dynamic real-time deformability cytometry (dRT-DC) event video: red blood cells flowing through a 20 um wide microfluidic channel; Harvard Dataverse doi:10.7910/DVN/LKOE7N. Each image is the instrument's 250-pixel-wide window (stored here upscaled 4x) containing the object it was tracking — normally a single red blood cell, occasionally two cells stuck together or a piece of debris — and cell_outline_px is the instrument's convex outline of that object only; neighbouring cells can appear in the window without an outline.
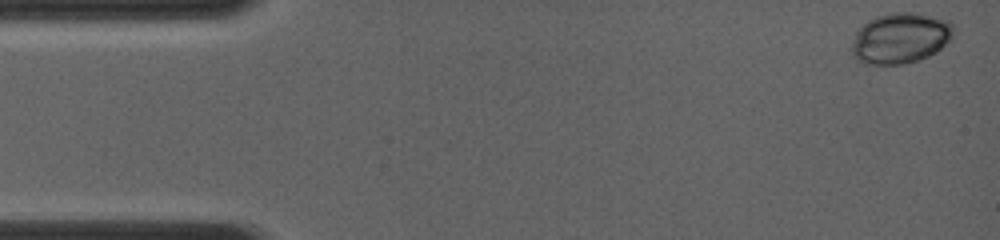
{"species": "common noctule bat (a hibernating species)", "species_latin": "Nyctalus noctula", "temperature_condition": "room temperature", "stored_images_in_passage": 22, "camera_frame_rate_fps": 4000, "um_per_image_px": 0.085, "animal": {"sex": "female", "body_mass_g": 19.0, "forearm_length_mm": 56.7}, "frame": {"image": 1, "passage_image": 1, "time_ms": 0.0, "image_size_px": [1000, 240], "cell_outline_px": [[952, 40], [936, 52], [928, 56], [904, 64], [864, 64], [856, 60], [852, 56], [852, 44], [856, 32], [868, 20], [876, 16], [888, 12], [916, 12], [952, 20]], "centroid_in_image_um": [76.54, 3.23], "position_along_channel_um": 8.5, "area_um2": 30.4}}
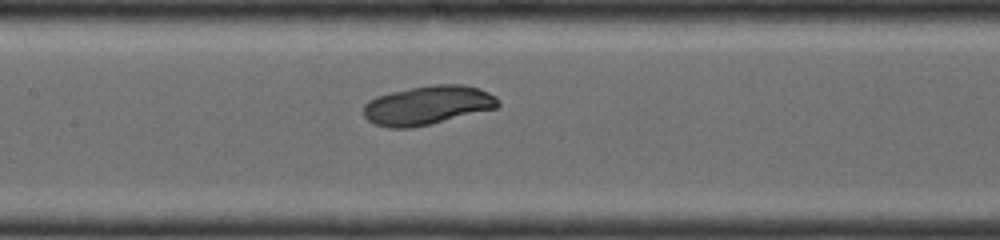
{"frame": {"image": 2, "passage_image": 14, "time_ms": 6.5, "image_size_px": [1000, 240], "cell_outline_px": [[500, 104], [496, 108], [412, 128], [388, 128], [376, 124], [368, 120], [364, 116], [364, 104], [368, 100], [376, 96], [392, 92], [432, 84], [464, 84], [480, 88], [496, 96]], "centroid_in_image_um": [36.34, 8.94], "position_along_channel_um": 171.1, "area_um2": 30.46}}
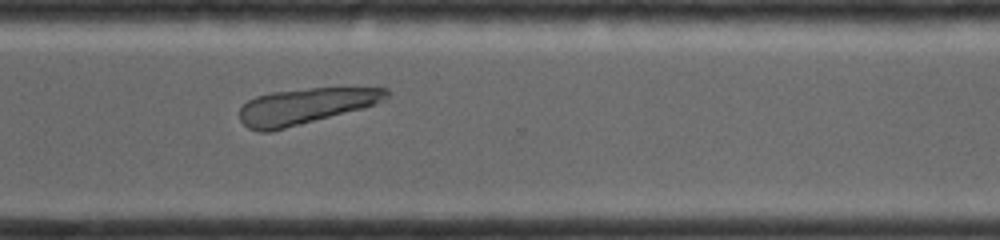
{"frame": {"image": 3, "passage_image": 22, "time_ms": 10.5, "image_size_px": [1000, 240], "cell_outline_px": [[388, 96], [376, 104], [364, 108], [272, 132], [260, 132], [248, 128], [240, 120], [240, 108], [248, 100], [256, 96], [272, 92], [312, 88], [388, 88]], "centroid_in_image_um": [25.93, 9.04], "position_along_channel_um": 344.7, "area_um2": 30.63}}